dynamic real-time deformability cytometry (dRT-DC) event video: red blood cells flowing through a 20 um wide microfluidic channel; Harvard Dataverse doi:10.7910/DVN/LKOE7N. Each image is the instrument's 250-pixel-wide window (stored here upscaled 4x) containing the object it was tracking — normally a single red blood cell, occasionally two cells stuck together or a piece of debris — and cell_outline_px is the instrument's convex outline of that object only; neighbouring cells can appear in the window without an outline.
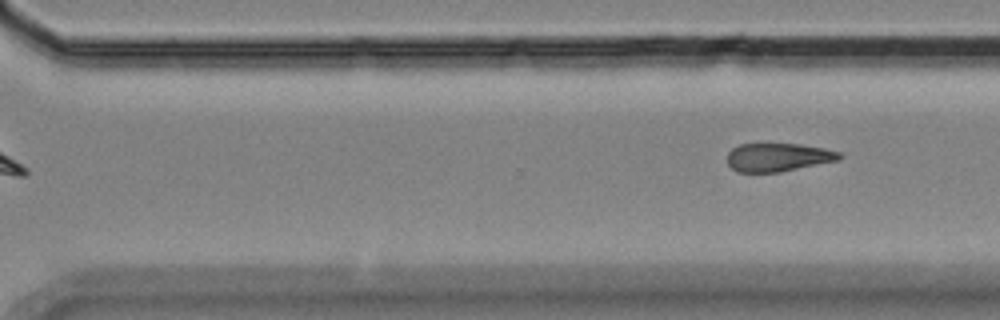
{"species": "Egyptian fruit bat (a non-hibernating species)", "species_latin": "Rousettus aegyptiacus", "temperature_condition": "room temperature", "stored_images_in_passage": 8, "segment_of_instrument_passage": [2, 2], "camera_frame_rate_fps": 3000, "um_per_image_px": 0.085, "animal": {"sex": "female"}, "frame": {"image": 1, "passage_image": 8, "time_ms": 8.667, "image_size_px": [1000, 320], "cell_outline_px": [[844, 156], [840, 160], [780, 172], [736, 172], [728, 164], [728, 152], [732, 148], [740, 144], [800, 144], [824, 148], [840, 152]], "centroid_in_image_um": [66.16, 13.37], "position_along_channel_um": 304.4, "area_um2": 18.61}}